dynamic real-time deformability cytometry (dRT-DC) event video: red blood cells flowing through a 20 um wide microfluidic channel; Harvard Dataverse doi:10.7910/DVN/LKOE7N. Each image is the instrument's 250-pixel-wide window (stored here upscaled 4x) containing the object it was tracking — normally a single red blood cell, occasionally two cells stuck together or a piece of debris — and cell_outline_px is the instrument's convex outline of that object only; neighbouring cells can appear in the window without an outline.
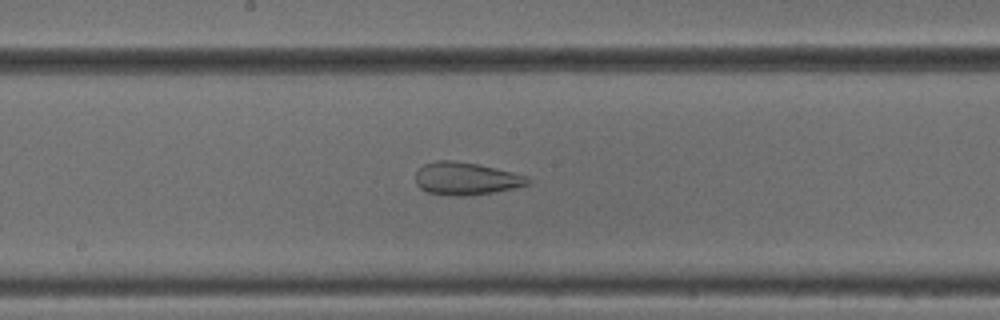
{"species": "common noctule bat (a hibernating species)", "species_latin": "Nyctalus noctula", "temperature_condition": "cold", "stored_images_in_passage": 36, "camera_frame_rate_fps": 3000, "um_per_image_px": 0.085, "animal": {"sex": "male", "body_mass_g": 18.8}, "frame": {"image": 1, "passage_image": 12, "time_ms": 3.667, "image_size_px": [1000, 320], "cell_outline_px": [[532, 184], [496, 192], [464, 196], [452, 196], [428, 192], [420, 188], [416, 184], [416, 172], [424, 164], [436, 160], [452, 160], [480, 164], [528, 176], [532, 180]], "centroid_in_image_um": [39.65, 15.18], "position_along_channel_um": 208.6, "area_um2": 21.62}}
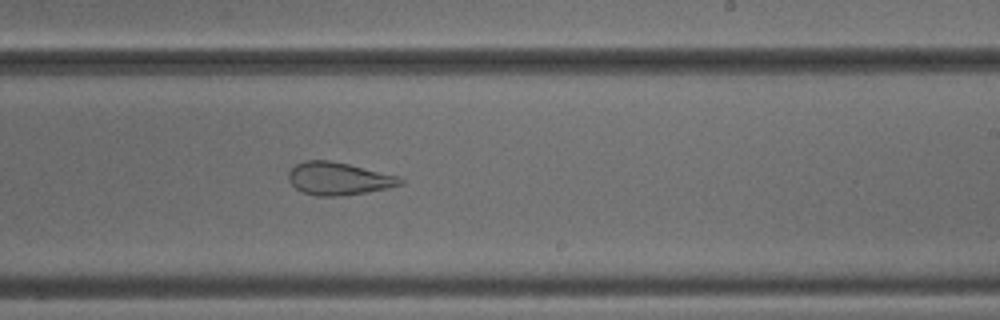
{"frame": {"image": 2, "passage_image": 16, "time_ms": 5.0, "image_size_px": [1000, 320], "cell_outline_px": [[404, 184], [388, 188], [340, 196], [316, 196], [304, 192], [296, 188], [288, 180], [288, 172], [296, 164], [304, 160], [332, 160], [400, 176], [404, 180]], "centroid_in_image_um": [28.79, 15.17], "position_along_channel_um": 260.2, "area_um2": 21.39}}
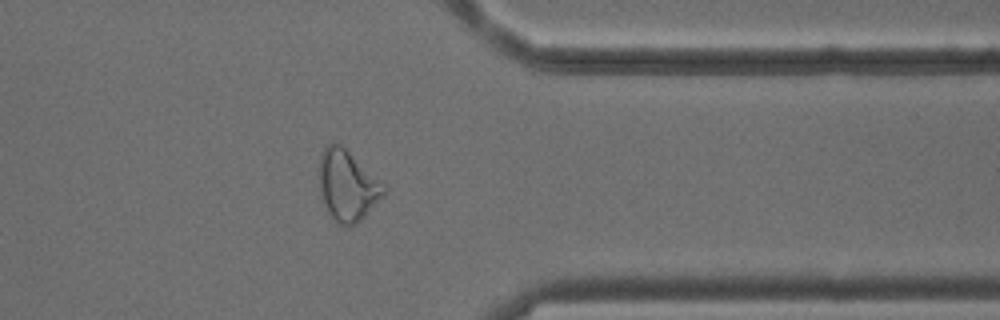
{"frame": {"image": 3, "passage_image": 26, "time_ms": 8.333, "image_size_px": [1000, 320], "cell_outline_px": [[388, 188], [364, 216], [356, 224], [336, 224], [328, 212], [320, 196], [320, 156], [324, 148], [328, 144], [340, 144], [384, 184]], "centroid_in_image_um": [29.5, 15.78], "position_along_channel_um": 381.9, "area_um2": 25.89}, "authors_computed_cell_mechanics": {"area_um2": 23.987, "velocity_mm_per_s": 3.8814, "shape_relaxation_time_tau1_ms": null, "shape_relaxation_time_tau2_ms": 1.6694, "deformation_change_tau1": null, "deformation_change_tau2": 0.103}}